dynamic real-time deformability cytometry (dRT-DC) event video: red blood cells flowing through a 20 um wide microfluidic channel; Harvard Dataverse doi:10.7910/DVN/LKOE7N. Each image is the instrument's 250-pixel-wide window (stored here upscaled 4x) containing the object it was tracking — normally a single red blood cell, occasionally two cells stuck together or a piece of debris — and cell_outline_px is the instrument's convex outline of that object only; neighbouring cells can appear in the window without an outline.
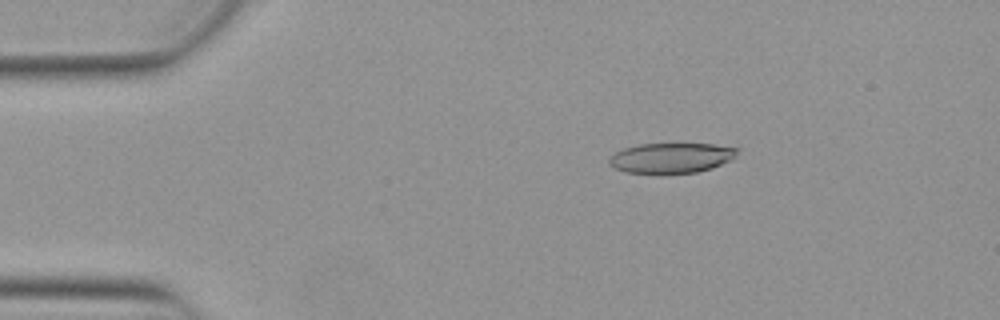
{"species": "Egyptian fruit bat (a non-hibernating species)", "species_latin": "Rousettus aegyptiacus", "temperature_condition": "warm", "stored_images_in_passage": 52, "camera_frame_rate_fps": 3000, "um_per_image_px": 0.085, "animal": {"sex": "female"}, "frame": {"image": 1, "passage_image": 9, "time_ms": 2.667, "image_size_px": [1000, 320], "cell_outline_px": [[740, 148], [736, 156], [732, 160], [712, 168], [696, 172], [624, 172], [608, 164], [608, 160], [616, 152], [624, 148], [640, 144], [712, 144]], "centroid_in_image_um": [57.1, 13.4], "position_along_channel_um": 27.9, "area_um2": 22.2}}
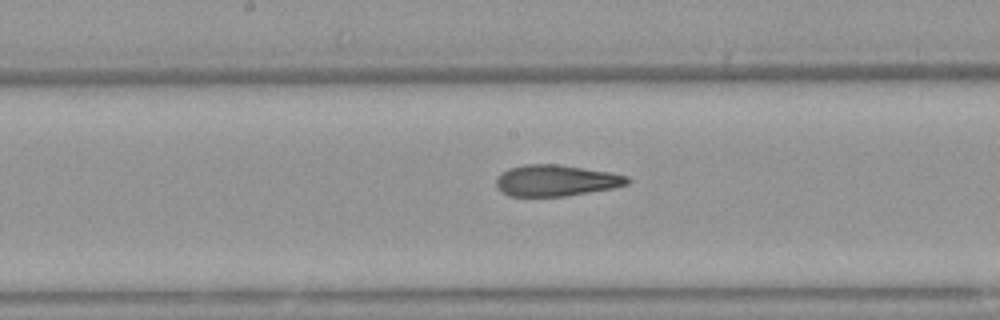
{"frame": {"image": 2, "passage_image": 27, "time_ms": 8.667, "image_size_px": [1000, 320], "cell_outline_px": [[632, 180], [628, 184], [612, 188], [564, 196], [508, 196], [496, 188], [496, 176], [508, 168], [524, 164], [556, 164], [612, 172], [628, 176]], "centroid_in_image_um": [47.24, 15.34], "position_along_channel_um": 201.0, "area_um2": 24.04}}
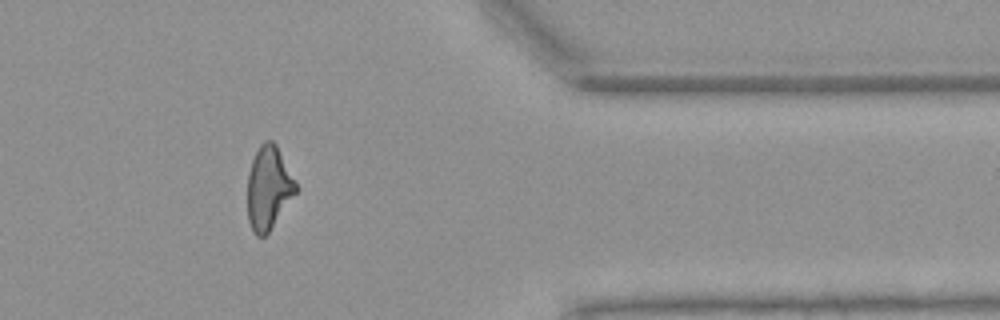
{"frame": {"image": 3, "passage_image": 43, "time_ms": 14.0, "image_size_px": [1000, 320], "cell_outline_px": [[300, 188], [268, 232], [264, 236], [256, 236], [252, 232], [248, 220], [248, 172], [252, 160], [260, 144], [264, 140], [272, 140], [276, 144], [296, 180]], "centroid_in_image_um": [22.84, 15.96], "position_along_channel_um": 388.6, "area_um2": 23.64}, "authors_computed_cell_mechanics": {"area_um2": 24.1315, "velocity_mm_per_s": 3.8992, "shape_relaxation_time_tau1_ms": null, "shape_relaxation_time_tau2_ms": 2.0311, "deformation_change_tau1": null, "deformation_change_tau2": 0.1183}}